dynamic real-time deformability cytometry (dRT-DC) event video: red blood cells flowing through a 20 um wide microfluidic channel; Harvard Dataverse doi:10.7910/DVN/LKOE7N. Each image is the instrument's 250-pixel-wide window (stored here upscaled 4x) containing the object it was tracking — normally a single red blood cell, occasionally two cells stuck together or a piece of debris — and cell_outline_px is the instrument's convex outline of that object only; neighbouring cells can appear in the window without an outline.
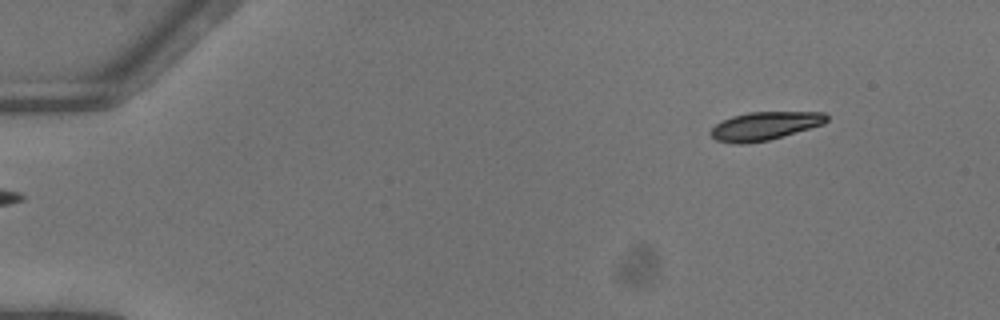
{"species": "common noctule bat (a hibernating species)", "species_latin": "Nyctalus noctula", "temperature_condition": "warm", "stored_images_in_passage": 46, "camera_frame_rate_fps": 3000, "um_per_image_px": 0.085, "animal": {"sex": "female"}, "frame": {"image": 1, "passage_image": 1, "time_ms": 0.0, "image_size_px": [1000, 320], "cell_outline_px": [[828, 120], [824, 124], [768, 140], [744, 144], [740, 144], [716, 140], [708, 132], [716, 124], [732, 116], [748, 112], [824, 112], [828, 116]], "centroid_in_image_um": [65.01, 10.7], "position_along_channel_um": 20.0, "area_um2": 18.96}}
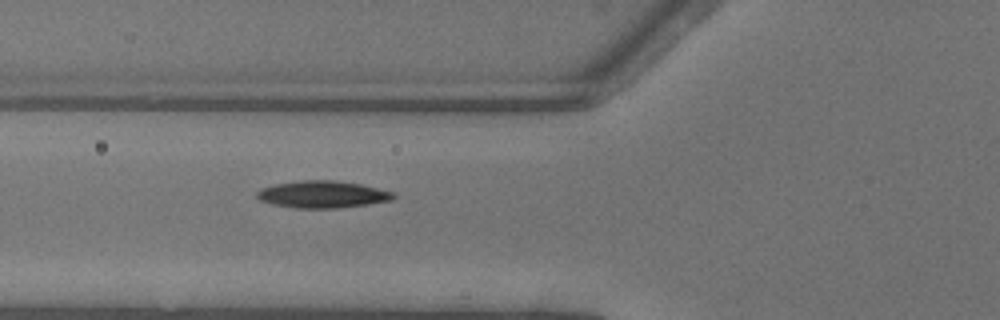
{"frame": {"image": 2, "passage_image": 15, "time_ms": 4.667, "image_size_px": [1000, 320], "cell_outline_px": [[396, 196], [392, 200], [368, 204], [336, 208], [292, 208], [272, 204], [260, 200], [256, 196], [256, 192], [260, 188], [276, 184], [300, 180], [336, 180], [360, 184], [392, 192]], "centroid_in_image_um": [27.37, 16.52], "position_along_channel_um": 98.4, "area_um2": 21.5}}
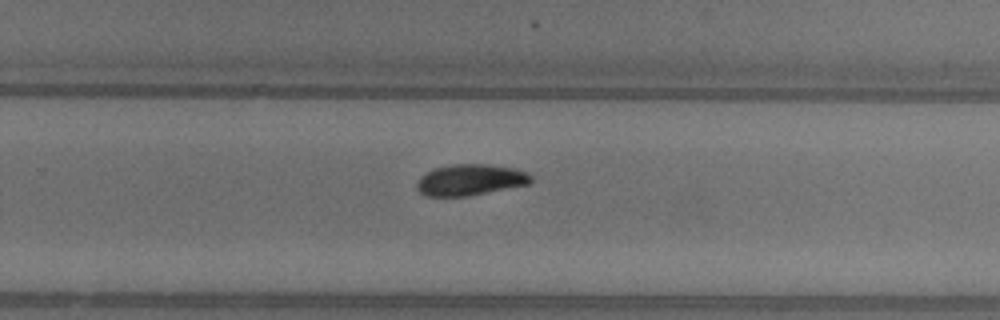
{"frame": {"image": 3, "passage_image": 29, "time_ms": 9.333, "image_size_px": [1000, 320], "cell_outline_px": [[532, 180], [528, 184], [468, 196], [424, 196], [416, 188], [416, 184], [420, 176], [436, 168], [452, 164], [488, 164], [516, 168], [532, 176]], "centroid_in_image_um": [39.95, 15.29], "position_along_channel_um": 289.8, "area_um2": 20.63}, "authors_computed_cell_mechanics": {"area_um2": 20.0277, "velocity_mm_per_s": 4.1051, "shape_relaxation_time_tau1_ms": 2.8276, "shape_relaxation_time_tau2_ms": null, "deformation_change_tau1": 0.1037, "deformation_change_tau2": null}}